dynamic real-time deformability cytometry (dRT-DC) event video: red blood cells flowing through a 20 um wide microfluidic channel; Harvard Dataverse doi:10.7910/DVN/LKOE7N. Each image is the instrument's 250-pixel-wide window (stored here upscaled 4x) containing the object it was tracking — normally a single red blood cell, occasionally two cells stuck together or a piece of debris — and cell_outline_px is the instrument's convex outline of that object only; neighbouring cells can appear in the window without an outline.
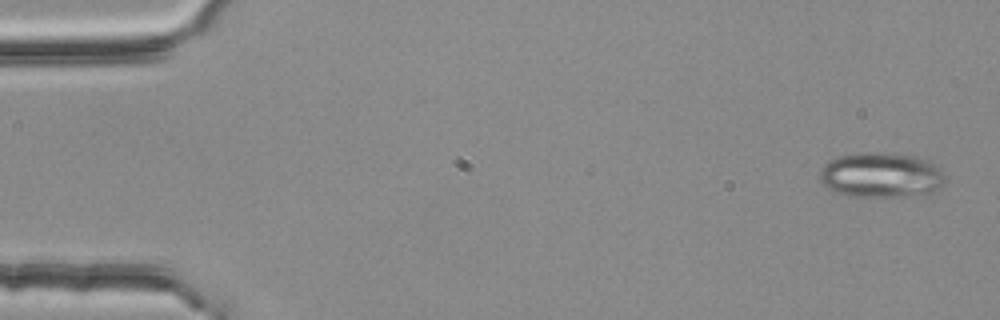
{"species": "common noctule bat (a hibernating species)", "species_latin": "Nyctalus noctula", "temperature_condition": "room temperature", "stored_images_in_passage": 6, "camera_frame_rate_fps": 3000, "um_per_image_px": 0.085, "animal": {"sex": "female", "body_mass_g": 25.1}, "frame": {"image": 1, "passage_image": 1, "time_ms": 0.0, "image_size_px": [1000, 320], "cell_outline_px": [[944, 180], [940, 188], [928, 196], [848, 196], [836, 192], [828, 188], [820, 180], [820, 172], [824, 164], [828, 160], [836, 156], [864, 152], [884, 152], [924, 156], [944, 176]], "centroid_in_image_um": [74.91, 14.87], "position_along_channel_um": 10.1, "area_um2": 33.41}}
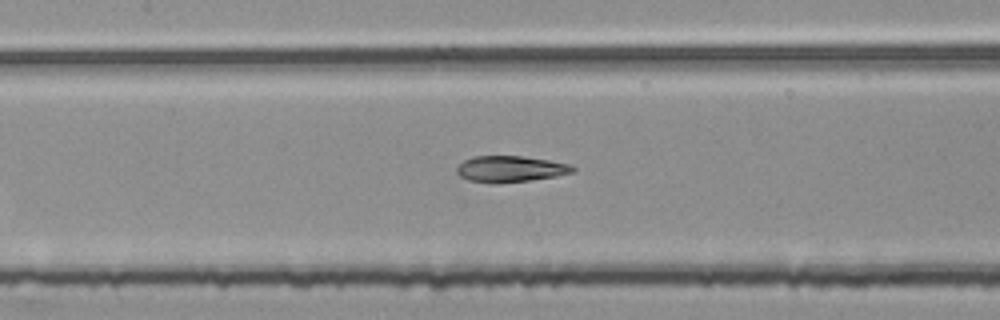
{"frame": {"image": 2, "passage_image": 6, "time_ms": 1.667, "image_size_px": [1000, 320], "cell_outline_px": [[576, 172], [556, 176], [528, 180], [496, 184], [468, 180], [460, 176], [456, 172], [456, 168], [464, 160], [472, 156], [520, 156], [548, 160], [572, 164], [576, 168]], "centroid_in_image_um": [43.39, 14.36], "position_along_channel_um": 164.0, "area_um2": 17.8}}